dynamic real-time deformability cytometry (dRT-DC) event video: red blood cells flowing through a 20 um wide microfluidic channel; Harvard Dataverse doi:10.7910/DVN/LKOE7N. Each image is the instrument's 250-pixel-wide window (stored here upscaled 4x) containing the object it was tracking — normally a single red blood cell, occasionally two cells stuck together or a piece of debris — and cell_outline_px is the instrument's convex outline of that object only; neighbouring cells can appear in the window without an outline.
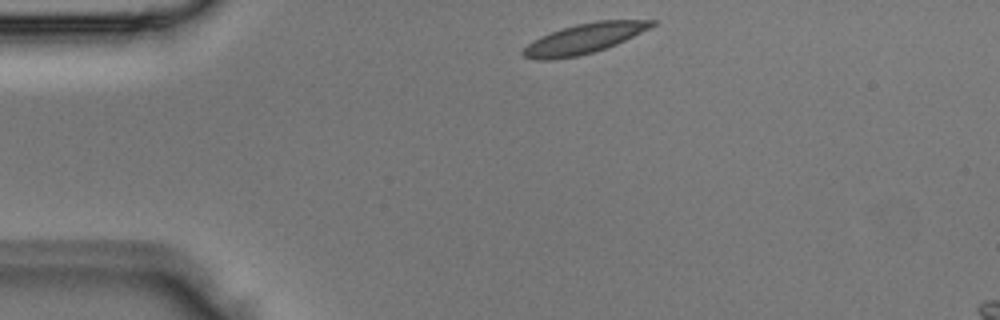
{"species": "Egyptian fruit bat (a non-hibernating species)", "species_latin": "Rousettus aegyptiacus", "temperature_condition": "room temperature", "stored_images_in_passage": 3, "camera_frame_rate_fps": 3000, "um_per_image_px": 0.085, "animal": {"sex": "male"}, "frame": {"image": 1, "passage_image": 1, "time_ms": 0.0, "image_size_px": [1000, 320], "cell_outline_px": [[656, 24], [616, 44], [592, 52], [576, 56], [552, 60], [536, 60], [524, 56], [520, 52], [532, 40], [540, 36], [576, 24], [596, 20], [656, 20]], "centroid_in_image_um": [49.59, 3.28], "position_along_channel_um": 35.4, "area_um2": 22.14}}